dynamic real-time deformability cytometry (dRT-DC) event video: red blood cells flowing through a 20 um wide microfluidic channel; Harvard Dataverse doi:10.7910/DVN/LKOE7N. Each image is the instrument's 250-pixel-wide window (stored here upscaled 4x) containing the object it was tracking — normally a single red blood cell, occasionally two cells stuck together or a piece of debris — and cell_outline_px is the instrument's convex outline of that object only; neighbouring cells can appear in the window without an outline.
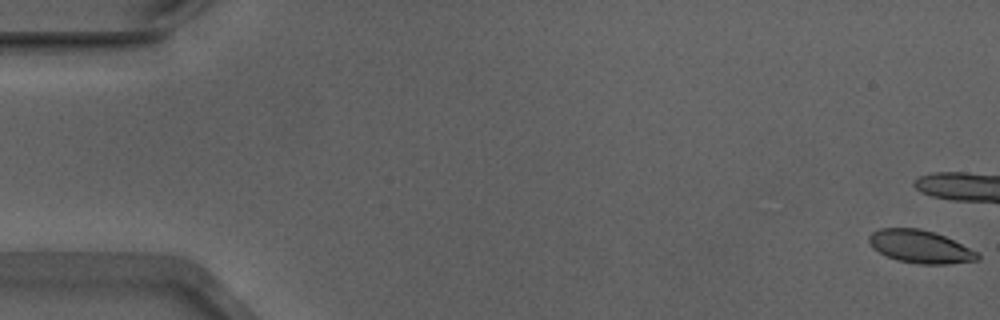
{"species": "Egyptian fruit bat (a non-hibernating species)", "species_latin": "Rousettus aegyptiacus", "temperature_condition": "warm", "stored_images_in_passage": 12, "camera_frame_rate_fps": 3000, "um_per_image_px": 0.085, "animal": {"sex": "male"}, "frame": {"image": 1, "passage_image": 1, "time_ms": 0.0, "image_size_px": [1000, 320], "cell_outline_px": [[980, 260], [948, 264], [920, 264], [896, 260], [872, 248], [868, 240], [868, 236], [872, 232], [880, 228], [920, 228], [944, 236], [976, 252], [980, 256]], "centroid_in_image_um": [78.18, 20.97], "position_along_channel_um": 6.8, "area_um2": 20.58}}